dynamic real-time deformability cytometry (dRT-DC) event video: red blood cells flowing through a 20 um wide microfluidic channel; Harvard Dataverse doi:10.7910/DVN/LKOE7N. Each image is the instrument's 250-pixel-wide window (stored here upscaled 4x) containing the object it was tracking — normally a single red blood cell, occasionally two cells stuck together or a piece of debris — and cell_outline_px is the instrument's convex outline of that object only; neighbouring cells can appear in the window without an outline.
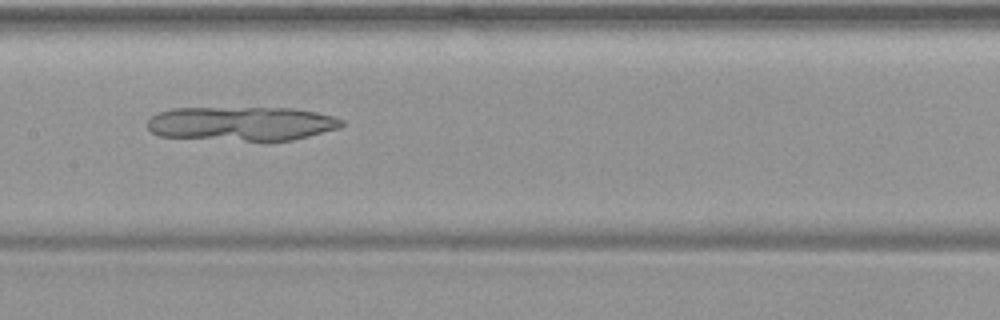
{"species": "common noctule bat (a hibernating species)", "species_latin": "Nyctalus noctula", "temperature_condition": "warm", "stored_images_in_passage": 50, "camera_frame_rate_fps": 3000, "um_per_image_px": 0.085, "animal": {"sex": "female", "body_mass_g": 19.9}, "frame": {"image": 1, "passage_image": 25, "time_ms": 8.0, "image_size_px": [1000, 320], "cell_outline_px": [[344, 124], [340, 128], [292, 140], [268, 144], [264, 144], [160, 136], [152, 132], [144, 124], [152, 116], [160, 112], [172, 108], [296, 108], [316, 112], [332, 116], [344, 120]], "centroid_in_image_um": [20.55, 10.55], "position_along_channel_um": 186.8, "area_um2": 40.11}}
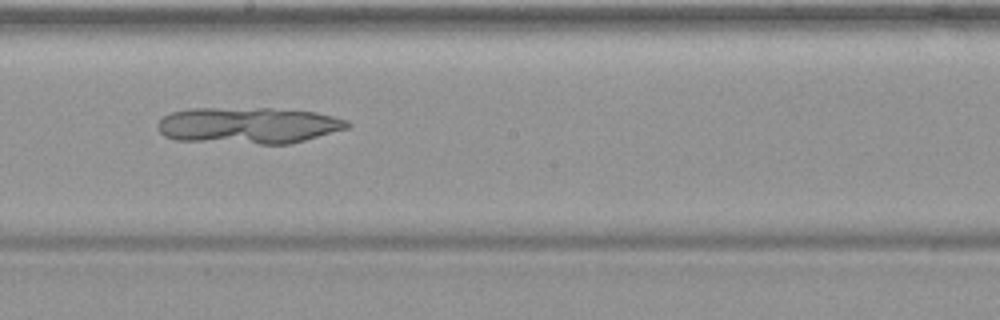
{"frame": {"image": 2, "passage_image": 28, "time_ms": 9.0, "image_size_px": [1000, 320], "cell_outline_px": [[352, 124], [348, 128], [292, 144], [260, 144], [176, 140], [164, 136], [156, 128], [156, 124], [164, 116], [172, 112], [188, 108], [272, 108], [316, 112], [348, 120]], "centroid_in_image_um": [21.11, 10.66], "position_along_channel_um": 227.1, "area_um2": 40.63}}
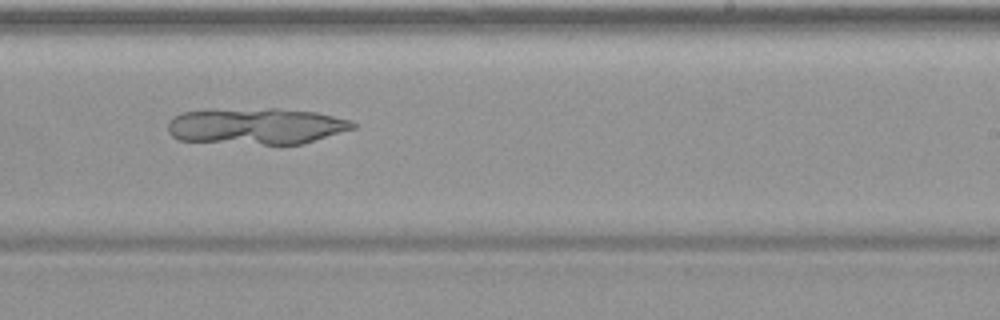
{"frame": {"image": 3, "passage_image": 31, "time_ms": 10.0, "image_size_px": [1000, 320], "cell_outline_px": [[356, 128], [304, 144], [264, 144], [180, 140], [172, 136], [168, 132], [168, 120], [172, 116], [180, 112], [208, 108], [276, 108], [316, 112], [352, 120], [356, 124]], "centroid_in_image_um": [21.76, 10.69], "position_along_channel_um": 267.2, "area_um2": 39.94}}